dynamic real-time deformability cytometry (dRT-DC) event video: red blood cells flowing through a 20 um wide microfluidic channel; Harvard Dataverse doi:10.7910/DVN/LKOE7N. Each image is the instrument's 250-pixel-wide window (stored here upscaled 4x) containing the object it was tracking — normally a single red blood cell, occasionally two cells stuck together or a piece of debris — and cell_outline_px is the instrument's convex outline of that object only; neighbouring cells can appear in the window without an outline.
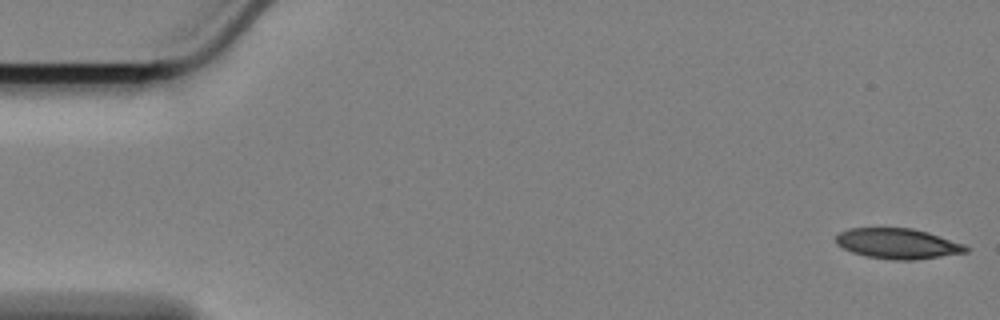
{"species": "Egyptian fruit bat (a non-hibernating species)", "species_latin": "Rousettus aegyptiacus", "temperature_condition": "cold", "stored_images_in_passage": 4, "camera_frame_rate_fps": 3000, "um_per_image_px": 0.085, "animal": {"sex": "female"}, "frame": {"image": 1, "passage_image": 1, "time_ms": 0.0, "image_size_px": [1000, 320], "cell_outline_px": [[968, 252], [912, 260], [896, 260], [868, 256], [852, 252], [836, 244], [836, 236], [840, 232], [848, 228], [912, 228], [928, 232], [964, 244], [968, 248]], "centroid_in_image_um": [76.3, 20.7], "position_along_channel_um": 8.7, "area_um2": 22.77}}